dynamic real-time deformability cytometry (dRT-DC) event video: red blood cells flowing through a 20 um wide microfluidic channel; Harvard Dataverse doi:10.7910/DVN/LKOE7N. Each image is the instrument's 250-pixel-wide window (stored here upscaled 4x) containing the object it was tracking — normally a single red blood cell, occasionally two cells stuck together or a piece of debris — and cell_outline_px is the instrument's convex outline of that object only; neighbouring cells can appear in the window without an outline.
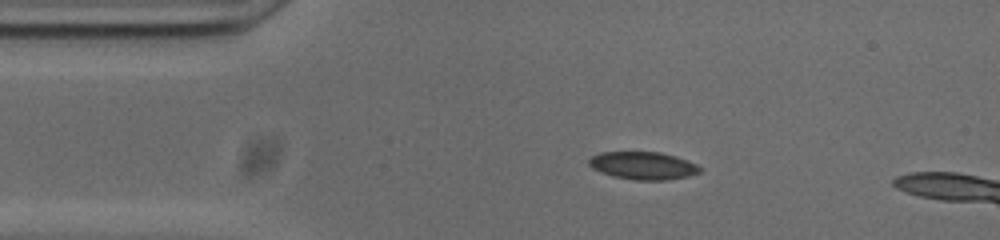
{"species": "common noctule bat (a hibernating species)", "species_latin": "Nyctalus noctula", "temperature_condition": "cold", "stored_images_in_passage": 6, "camera_frame_rate_fps": 3000, "um_per_image_px": 0.085, "animal": {"sex": "male", "body_mass_g": 20.0, "forearm_length_mm": 53.3}, "frame": {"image": 1, "passage_image": 1, "time_ms": 0.0, "image_size_px": [1000, 240], "cell_outline_px": [[700, 172], [688, 176], [668, 180], [636, 180], [612, 176], [600, 172], [592, 168], [588, 164], [588, 160], [592, 156], [600, 152], [660, 152], [676, 156], [688, 160], [696, 164], [700, 168]], "centroid_in_image_um": [54.65, 14.07], "position_along_channel_um": 30.4, "area_um2": 17.98}}